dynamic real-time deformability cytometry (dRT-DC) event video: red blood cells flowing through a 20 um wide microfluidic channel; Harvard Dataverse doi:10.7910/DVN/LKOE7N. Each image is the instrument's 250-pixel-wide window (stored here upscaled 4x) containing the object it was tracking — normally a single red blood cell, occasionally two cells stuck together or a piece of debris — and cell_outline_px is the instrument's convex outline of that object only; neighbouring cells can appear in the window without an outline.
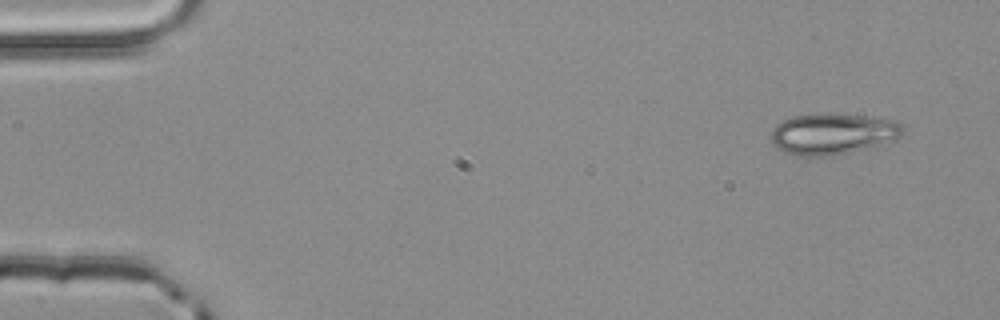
{"species": "common noctule bat (a hibernating species)", "species_latin": "Nyctalus noctula", "temperature_condition": "room temperature", "stored_images_in_passage": 4, "camera_frame_rate_fps": 3000, "um_per_image_px": 0.085, "animal": {"sex": "male", "body_mass_g": 20.4}, "frame": {"image": 1, "passage_image": 1, "time_ms": 0.0, "image_size_px": [1000, 320], "cell_outline_px": [[900, 136], [896, 140], [832, 156], [796, 156], [776, 148], [772, 140], [772, 128], [776, 124], [792, 116], [816, 112], [832, 112], [892, 120], [900, 124]], "centroid_in_image_um": [70.7, 11.36], "position_along_channel_um": 14.3, "area_um2": 31.56}}
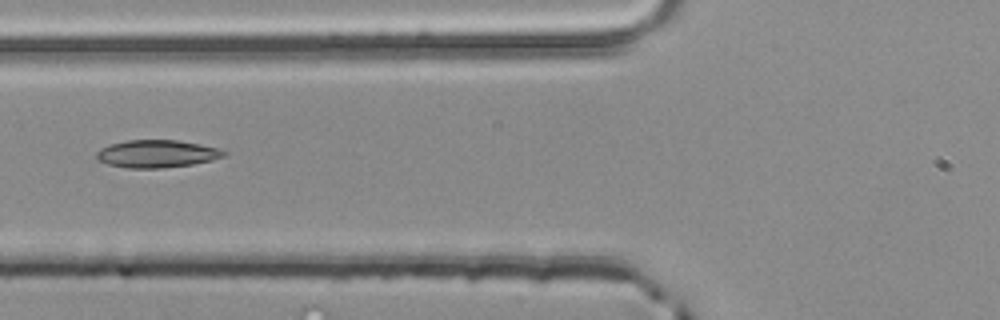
{"frame": {"image": 2, "passage_image": 4, "time_ms": 1.0, "image_size_px": [1000, 320], "cell_outline_px": [[228, 152], [224, 156], [212, 160], [192, 164], [164, 168], [128, 168], [108, 164], [96, 160], [96, 152], [100, 148], [112, 144], [128, 140], [176, 140], [200, 144], [216, 148]], "centroid_in_image_um": [13.31, 13.08], "position_along_channel_um": 112.5, "area_um2": 20.4}}